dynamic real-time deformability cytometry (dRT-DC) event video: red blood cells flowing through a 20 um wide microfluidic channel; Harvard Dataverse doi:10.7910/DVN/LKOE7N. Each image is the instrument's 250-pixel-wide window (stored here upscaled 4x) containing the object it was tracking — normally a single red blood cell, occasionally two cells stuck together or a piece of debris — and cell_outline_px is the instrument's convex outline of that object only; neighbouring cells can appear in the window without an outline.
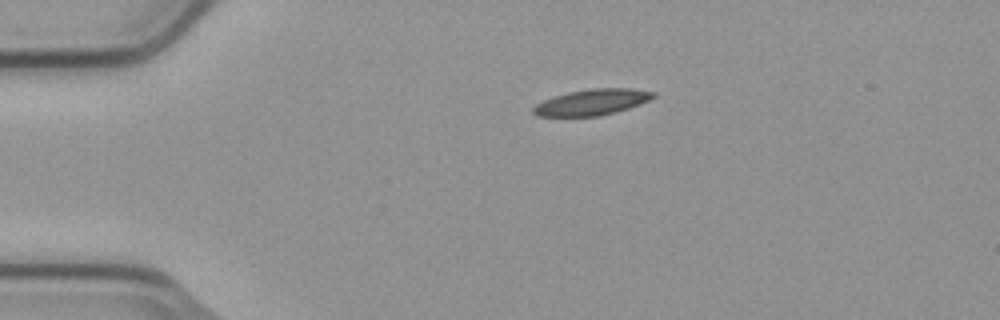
{"species": "common noctule bat (a hibernating species)", "species_latin": "Nyctalus noctula", "temperature_condition": "cold", "stored_images_in_passage": 2, "camera_frame_rate_fps": 3000, "um_per_image_px": 0.085, "animal": {"sex": "male", "body_mass_g": 23.1, "forearm_length_mm": 52.7}, "frame": {"image": 1, "passage_image": 1, "time_ms": 0.0, "image_size_px": [1000, 320], "cell_outline_px": [[656, 96], [640, 104], [616, 112], [600, 116], [536, 116], [532, 112], [532, 108], [536, 104], [552, 96], [568, 92], [588, 88], [632, 88], [656, 92]], "centroid_in_image_um": [50.31, 8.68], "position_along_channel_um": 34.7, "area_um2": 18.32}}